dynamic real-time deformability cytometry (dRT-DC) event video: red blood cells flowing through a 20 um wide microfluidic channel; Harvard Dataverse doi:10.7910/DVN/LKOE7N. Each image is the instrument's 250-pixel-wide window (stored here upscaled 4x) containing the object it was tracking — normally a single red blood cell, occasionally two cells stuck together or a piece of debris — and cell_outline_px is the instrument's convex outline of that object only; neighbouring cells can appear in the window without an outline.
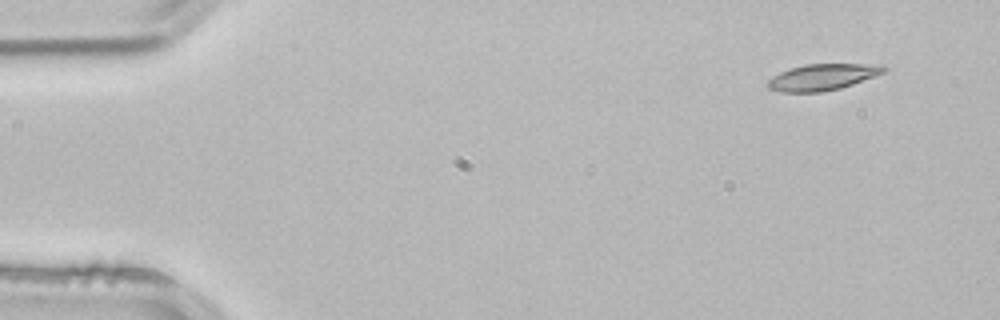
{"species": "common noctule bat (a hibernating species)", "species_latin": "Nyctalus noctula", "temperature_condition": "room temperature", "stored_images_in_passage": 3, "camera_frame_rate_fps": 3000, "um_per_image_px": 0.085, "animal": {"sex": "male", "body_mass_g": 21.5, "forearm_length_mm": 52.0}, "frame": {"image": 1, "passage_image": 1, "time_ms": 0.0, "image_size_px": [1000, 320], "cell_outline_px": [[888, 68], [884, 72], [852, 84], [840, 88], [820, 92], [780, 92], [768, 88], [768, 80], [780, 72], [804, 64], [884, 64]], "centroid_in_image_um": [69.93, 6.54], "position_along_channel_um": 15.1, "area_um2": 17.63}}